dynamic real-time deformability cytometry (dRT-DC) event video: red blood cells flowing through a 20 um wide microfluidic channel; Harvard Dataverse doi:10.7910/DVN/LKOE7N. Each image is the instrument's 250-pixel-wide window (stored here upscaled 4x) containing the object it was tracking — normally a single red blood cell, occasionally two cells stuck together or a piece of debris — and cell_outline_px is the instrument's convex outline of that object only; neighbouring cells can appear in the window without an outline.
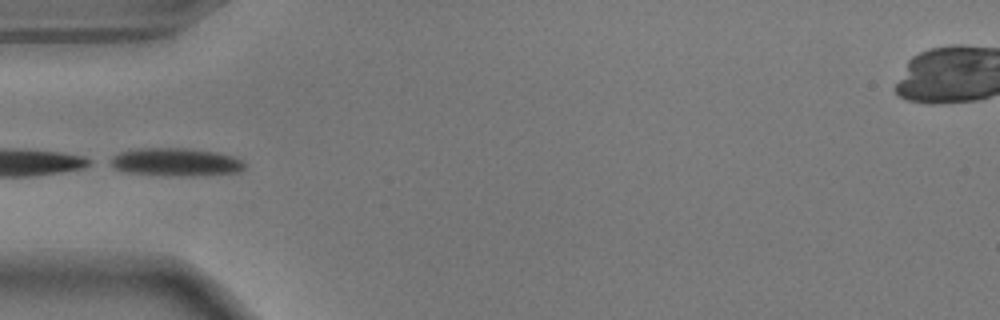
{"species": "common noctule bat (a hibernating species)", "species_latin": "Nyctalus noctula", "temperature_condition": "warm", "stored_images_in_passage": 20, "camera_frame_rate_fps": 3000, "um_per_image_px": 0.085, "animal": {"sex": "male", "body_mass_g": 17.9}, "frame": {"image": 1, "passage_image": 1, "time_ms": 0.0, "image_size_px": [1000, 320], "cell_outline_px": [[244, 168], [236, 172], [192, 176], [172, 176], [132, 172], [116, 168], [104, 160], [120, 152], [140, 148], [184, 148], [216, 152], [232, 156], [240, 160], [244, 164]], "centroid_in_image_um": [14.89, 13.77], "position_along_channel_um": 70.1, "area_um2": 21.68}}